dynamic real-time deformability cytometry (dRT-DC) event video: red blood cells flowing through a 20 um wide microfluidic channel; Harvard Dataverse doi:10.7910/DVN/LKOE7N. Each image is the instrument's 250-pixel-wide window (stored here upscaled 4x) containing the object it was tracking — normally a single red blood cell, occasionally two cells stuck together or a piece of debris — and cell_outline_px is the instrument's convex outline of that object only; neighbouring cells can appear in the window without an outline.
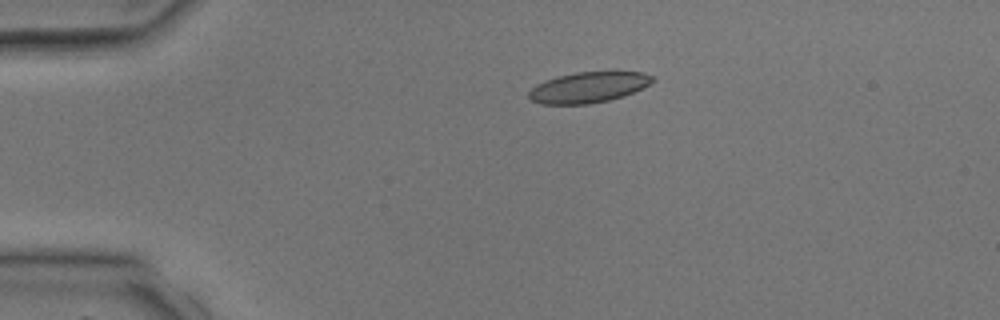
{"species": "common noctule bat (a hibernating species)", "species_latin": "Nyctalus noctula", "temperature_condition": "room temperature", "stored_images_in_passage": 4, "camera_frame_rate_fps": 3000, "um_per_image_px": 0.085, "animal": {"sex": "male", "body_mass_g": 17.9, "forearm_length_mm": 54.2}, "frame": {"image": 1, "passage_image": 3, "time_ms": 2.667, "image_size_px": [1000, 320], "cell_outline_px": [[656, 80], [624, 96], [608, 100], [588, 104], [540, 104], [532, 100], [528, 96], [528, 92], [536, 84], [560, 76], [576, 72], [644, 72], [652, 76]], "centroid_in_image_um": [50.0, 7.43], "position_along_channel_um": 35.0, "area_um2": 21.79}}